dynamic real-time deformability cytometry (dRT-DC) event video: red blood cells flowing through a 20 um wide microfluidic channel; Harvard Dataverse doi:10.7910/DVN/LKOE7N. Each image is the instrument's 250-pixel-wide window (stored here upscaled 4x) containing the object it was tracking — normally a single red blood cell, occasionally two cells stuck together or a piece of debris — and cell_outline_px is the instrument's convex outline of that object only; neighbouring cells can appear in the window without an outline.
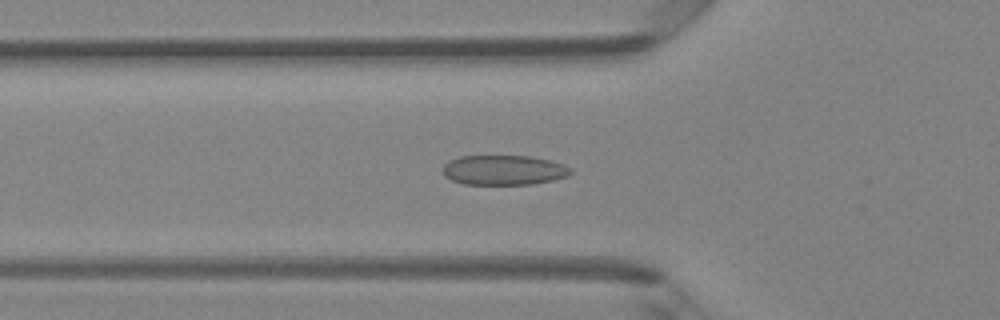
{"species": "Egyptian fruit bat (a non-hibernating species)", "species_latin": "Rousettus aegyptiacus", "temperature_condition": "room temperature", "stored_images_in_passage": 41, "camera_frame_rate_fps": 3000, "um_per_image_px": 0.085, "animal": {"sex": "female"}, "frame": {"image": 1, "passage_image": 15, "time_ms": 4.667, "image_size_px": [1000, 320], "cell_outline_px": [[572, 172], [568, 176], [552, 180], [532, 184], [464, 184], [452, 180], [444, 176], [444, 164], [448, 160], [460, 156], [532, 156], [552, 160], [564, 164], [572, 168]], "centroid_in_image_um": [42.85, 14.45], "position_along_channel_um": 83.0, "area_um2": 22.37}}
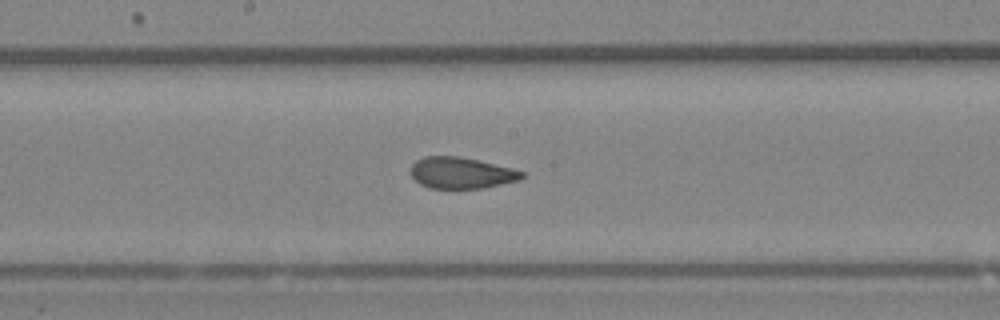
{"frame": {"image": 2, "passage_image": 24, "time_ms": 7.667, "image_size_px": [1000, 320], "cell_outline_px": [[524, 176], [520, 180], [484, 188], [428, 188], [420, 184], [412, 176], [412, 164], [416, 160], [424, 156], [460, 156], [512, 168], [524, 172]], "centroid_in_image_um": [39.22, 14.69], "position_along_channel_um": 209.0, "area_um2": 20.23}}
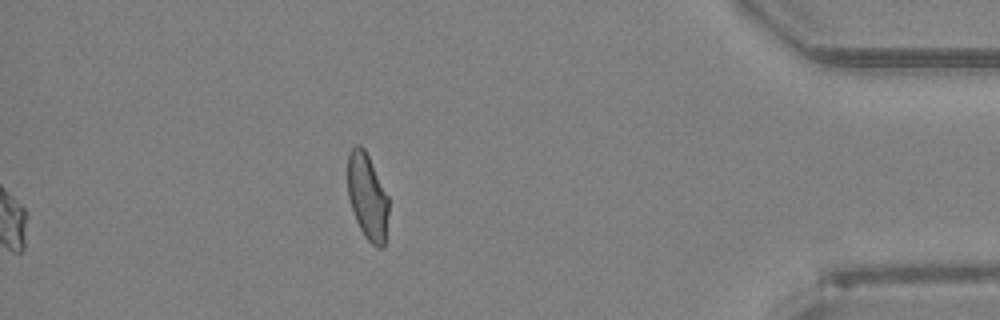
{"frame": {"image": 3, "passage_image": 41, "time_ms": 13.333, "image_size_px": [1000, 320], "cell_outline_px": [[388, 212], [384, 248], [376, 248], [364, 236], [356, 220], [348, 196], [348, 152], [356, 144], [360, 144], [364, 148], [388, 196]], "centroid_in_image_um": [31.23, 16.73], "position_along_channel_um": 404.0, "area_um2": 20.4}, "authors_computed_cell_mechanics": {"area_um2": 21.2126, "velocity_mm_per_s": 4.2057, "shape_relaxation_time_tau1_ms": 5.8397, "shape_relaxation_time_tau2_ms": 1.2347, "deformation_change_tau1": 0.1585, "deformation_change_tau2": 0.0733}}